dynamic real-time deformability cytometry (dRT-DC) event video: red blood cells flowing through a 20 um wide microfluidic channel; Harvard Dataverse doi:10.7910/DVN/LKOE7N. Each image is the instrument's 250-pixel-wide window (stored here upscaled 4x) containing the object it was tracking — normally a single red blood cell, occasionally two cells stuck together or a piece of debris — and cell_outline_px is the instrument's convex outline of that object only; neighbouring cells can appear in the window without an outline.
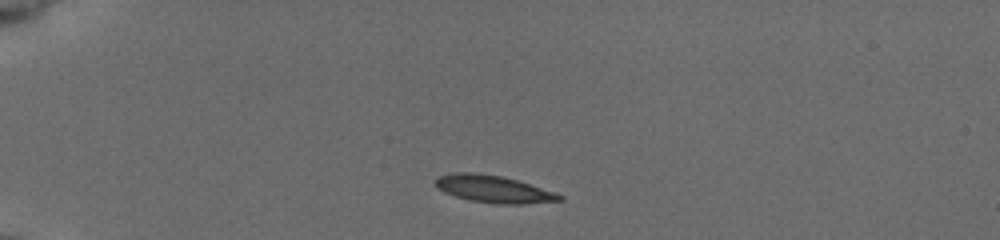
{"species": "common noctule bat (a hibernating species)", "species_latin": "Nyctalus noctula", "temperature_condition": "cold", "stored_images_in_passage": 9, "camera_frame_rate_fps": 3000, "um_per_image_px": 0.085, "animal": {"sex": "female", "body_mass_g": 19.5, "forearm_length_mm": 54.1}, "frame": {"image": 1, "passage_image": 1, "time_ms": 0.0, "image_size_px": [1000, 240], "cell_outline_px": [[564, 200], [524, 204], [496, 204], [468, 200], [444, 192], [436, 188], [436, 180], [440, 176], [456, 172], [472, 172], [504, 176], [556, 192], [564, 196]], "centroid_in_image_um": [41.99, 16.07], "position_along_channel_um": 43.0, "area_um2": 19.77}}
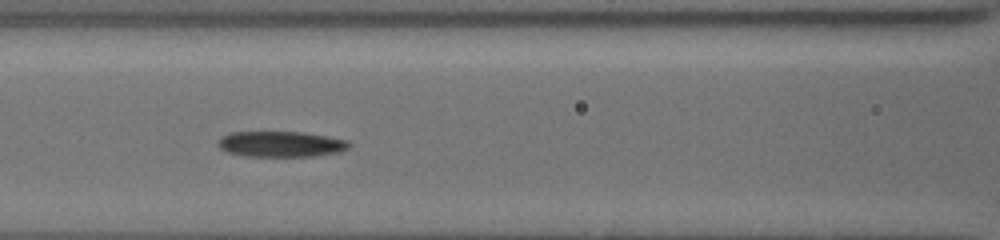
{"frame": {"image": 2, "passage_image": 8, "time_ms": 4.0, "image_size_px": [1000, 240], "cell_outline_px": [[352, 144], [348, 148], [340, 152], [316, 156], [244, 156], [228, 152], [220, 148], [216, 144], [220, 136], [232, 132], [300, 132], [348, 140]], "centroid_in_image_um": [23.86, 12.25], "position_along_channel_um": 142.7, "area_um2": 19.65}}
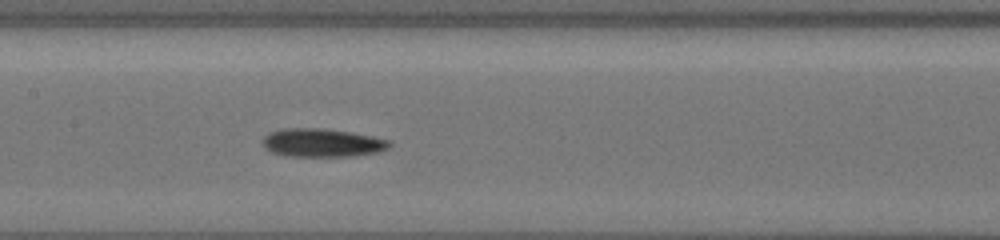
{"frame": {"image": 3, "passage_image": 9, "time_ms": 5.0, "image_size_px": [1000, 240], "cell_outline_px": [[392, 144], [388, 148], [380, 152], [352, 156], [288, 156], [272, 152], [264, 148], [260, 140], [268, 132], [284, 128], [320, 128], [348, 132], [372, 136], [388, 140]], "centroid_in_image_um": [27.34, 12.14], "position_along_channel_um": 180.1, "area_um2": 21.04}}